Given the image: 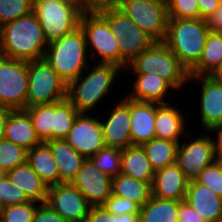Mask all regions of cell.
I'll return each instance as SVG.
<instances>
[{
  "mask_svg": "<svg viewBox=\"0 0 222 222\" xmlns=\"http://www.w3.org/2000/svg\"><path fill=\"white\" fill-rule=\"evenodd\" d=\"M47 42L32 12L0 27V55L22 61L44 57Z\"/></svg>",
  "mask_w": 222,
  "mask_h": 222,
  "instance_id": "1",
  "label": "cell"
},
{
  "mask_svg": "<svg viewBox=\"0 0 222 222\" xmlns=\"http://www.w3.org/2000/svg\"><path fill=\"white\" fill-rule=\"evenodd\" d=\"M208 33L204 19L169 18L163 43L190 72L199 62Z\"/></svg>",
  "mask_w": 222,
  "mask_h": 222,
  "instance_id": "2",
  "label": "cell"
},
{
  "mask_svg": "<svg viewBox=\"0 0 222 222\" xmlns=\"http://www.w3.org/2000/svg\"><path fill=\"white\" fill-rule=\"evenodd\" d=\"M86 53L88 50L85 36L79 26L71 33L48 44L43 58L68 85L88 69Z\"/></svg>",
  "mask_w": 222,
  "mask_h": 222,
  "instance_id": "3",
  "label": "cell"
},
{
  "mask_svg": "<svg viewBox=\"0 0 222 222\" xmlns=\"http://www.w3.org/2000/svg\"><path fill=\"white\" fill-rule=\"evenodd\" d=\"M124 70L112 63H97L85 77L82 73L67 85V100L78 113H87L110 92L116 75Z\"/></svg>",
  "mask_w": 222,
  "mask_h": 222,
  "instance_id": "4",
  "label": "cell"
},
{
  "mask_svg": "<svg viewBox=\"0 0 222 222\" xmlns=\"http://www.w3.org/2000/svg\"><path fill=\"white\" fill-rule=\"evenodd\" d=\"M130 68L135 73L156 74L177 90L189 81V72L163 42H155L136 56L125 71Z\"/></svg>",
  "mask_w": 222,
  "mask_h": 222,
  "instance_id": "5",
  "label": "cell"
},
{
  "mask_svg": "<svg viewBox=\"0 0 222 222\" xmlns=\"http://www.w3.org/2000/svg\"><path fill=\"white\" fill-rule=\"evenodd\" d=\"M98 13L108 22L111 33L118 39L123 70L136 56L156 42L117 7Z\"/></svg>",
  "mask_w": 222,
  "mask_h": 222,
  "instance_id": "6",
  "label": "cell"
},
{
  "mask_svg": "<svg viewBox=\"0 0 222 222\" xmlns=\"http://www.w3.org/2000/svg\"><path fill=\"white\" fill-rule=\"evenodd\" d=\"M67 98V84L44 58L28 62L26 108Z\"/></svg>",
  "mask_w": 222,
  "mask_h": 222,
  "instance_id": "7",
  "label": "cell"
},
{
  "mask_svg": "<svg viewBox=\"0 0 222 222\" xmlns=\"http://www.w3.org/2000/svg\"><path fill=\"white\" fill-rule=\"evenodd\" d=\"M33 13L42 27L47 44L78 28L82 15L64 0H34Z\"/></svg>",
  "mask_w": 222,
  "mask_h": 222,
  "instance_id": "8",
  "label": "cell"
},
{
  "mask_svg": "<svg viewBox=\"0 0 222 222\" xmlns=\"http://www.w3.org/2000/svg\"><path fill=\"white\" fill-rule=\"evenodd\" d=\"M117 8L156 42H163L169 19L166 0H120Z\"/></svg>",
  "mask_w": 222,
  "mask_h": 222,
  "instance_id": "9",
  "label": "cell"
},
{
  "mask_svg": "<svg viewBox=\"0 0 222 222\" xmlns=\"http://www.w3.org/2000/svg\"><path fill=\"white\" fill-rule=\"evenodd\" d=\"M79 26L82 29L87 49L90 47L97 63H112L121 68V53L118 39L111 33L108 22L99 13L81 15ZM97 53V56H95Z\"/></svg>",
  "mask_w": 222,
  "mask_h": 222,
  "instance_id": "10",
  "label": "cell"
},
{
  "mask_svg": "<svg viewBox=\"0 0 222 222\" xmlns=\"http://www.w3.org/2000/svg\"><path fill=\"white\" fill-rule=\"evenodd\" d=\"M27 93L28 62L0 55V106L23 110Z\"/></svg>",
  "mask_w": 222,
  "mask_h": 222,
  "instance_id": "11",
  "label": "cell"
},
{
  "mask_svg": "<svg viewBox=\"0 0 222 222\" xmlns=\"http://www.w3.org/2000/svg\"><path fill=\"white\" fill-rule=\"evenodd\" d=\"M215 161L213 138L199 135L190 142L179 143L175 164L183 171L186 180L196 181L201 171Z\"/></svg>",
  "mask_w": 222,
  "mask_h": 222,
  "instance_id": "12",
  "label": "cell"
},
{
  "mask_svg": "<svg viewBox=\"0 0 222 222\" xmlns=\"http://www.w3.org/2000/svg\"><path fill=\"white\" fill-rule=\"evenodd\" d=\"M45 203L67 222H85L91 208L84 195L71 183L49 186Z\"/></svg>",
  "mask_w": 222,
  "mask_h": 222,
  "instance_id": "13",
  "label": "cell"
},
{
  "mask_svg": "<svg viewBox=\"0 0 222 222\" xmlns=\"http://www.w3.org/2000/svg\"><path fill=\"white\" fill-rule=\"evenodd\" d=\"M65 140L85 159L105 147L100 121L87 113L77 115Z\"/></svg>",
  "mask_w": 222,
  "mask_h": 222,
  "instance_id": "14",
  "label": "cell"
},
{
  "mask_svg": "<svg viewBox=\"0 0 222 222\" xmlns=\"http://www.w3.org/2000/svg\"><path fill=\"white\" fill-rule=\"evenodd\" d=\"M87 199L91 206H102L112 195V178L101 172L87 158L71 183Z\"/></svg>",
  "mask_w": 222,
  "mask_h": 222,
  "instance_id": "15",
  "label": "cell"
},
{
  "mask_svg": "<svg viewBox=\"0 0 222 222\" xmlns=\"http://www.w3.org/2000/svg\"><path fill=\"white\" fill-rule=\"evenodd\" d=\"M107 120H100L106 147L124 150L132 146L130 129V99L127 97L115 104Z\"/></svg>",
  "mask_w": 222,
  "mask_h": 222,
  "instance_id": "16",
  "label": "cell"
},
{
  "mask_svg": "<svg viewBox=\"0 0 222 222\" xmlns=\"http://www.w3.org/2000/svg\"><path fill=\"white\" fill-rule=\"evenodd\" d=\"M201 81L200 118L205 131L222 126V83L212 76H189Z\"/></svg>",
  "mask_w": 222,
  "mask_h": 222,
  "instance_id": "17",
  "label": "cell"
},
{
  "mask_svg": "<svg viewBox=\"0 0 222 222\" xmlns=\"http://www.w3.org/2000/svg\"><path fill=\"white\" fill-rule=\"evenodd\" d=\"M189 182L183 171L174 163L154 174L152 196L167 200H185Z\"/></svg>",
  "mask_w": 222,
  "mask_h": 222,
  "instance_id": "18",
  "label": "cell"
},
{
  "mask_svg": "<svg viewBox=\"0 0 222 222\" xmlns=\"http://www.w3.org/2000/svg\"><path fill=\"white\" fill-rule=\"evenodd\" d=\"M132 145H142L155 136L156 103L130 99Z\"/></svg>",
  "mask_w": 222,
  "mask_h": 222,
  "instance_id": "19",
  "label": "cell"
},
{
  "mask_svg": "<svg viewBox=\"0 0 222 222\" xmlns=\"http://www.w3.org/2000/svg\"><path fill=\"white\" fill-rule=\"evenodd\" d=\"M185 200L206 222H215L222 214V197L196 181L188 184Z\"/></svg>",
  "mask_w": 222,
  "mask_h": 222,
  "instance_id": "20",
  "label": "cell"
},
{
  "mask_svg": "<svg viewBox=\"0 0 222 222\" xmlns=\"http://www.w3.org/2000/svg\"><path fill=\"white\" fill-rule=\"evenodd\" d=\"M4 138L26 150L42 143L36 134L29 113L23 110H12L5 125Z\"/></svg>",
  "mask_w": 222,
  "mask_h": 222,
  "instance_id": "21",
  "label": "cell"
},
{
  "mask_svg": "<svg viewBox=\"0 0 222 222\" xmlns=\"http://www.w3.org/2000/svg\"><path fill=\"white\" fill-rule=\"evenodd\" d=\"M45 143L49 146L58 166L59 184L72 183L85 158L65 139L47 140Z\"/></svg>",
  "mask_w": 222,
  "mask_h": 222,
  "instance_id": "22",
  "label": "cell"
},
{
  "mask_svg": "<svg viewBox=\"0 0 222 222\" xmlns=\"http://www.w3.org/2000/svg\"><path fill=\"white\" fill-rule=\"evenodd\" d=\"M183 113L174 108L170 103H156L155 116V136L158 139L180 142L179 139L183 133L188 136L185 130V117Z\"/></svg>",
  "mask_w": 222,
  "mask_h": 222,
  "instance_id": "23",
  "label": "cell"
},
{
  "mask_svg": "<svg viewBox=\"0 0 222 222\" xmlns=\"http://www.w3.org/2000/svg\"><path fill=\"white\" fill-rule=\"evenodd\" d=\"M12 184H15L30 201L45 203L48 186L38 174L25 162L8 171Z\"/></svg>",
  "mask_w": 222,
  "mask_h": 222,
  "instance_id": "24",
  "label": "cell"
},
{
  "mask_svg": "<svg viewBox=\"0 0 222 222\" xmlns=\"http://www.w3.org/2000/svg\"><path fill=\"white\" fill-rule=\"evenodd\" d=\"M137 79L133 84V92L126 97L140 102L166 104L165 95L169 89H175L168 81L156 74L135 73ZM165 101V102H164Z\"/></svg>",
  "mask_w": 222,
  "mask_h": 222,
  "instance_id": "25",
  "label": "cell"
},
{
  "mask_svg": "<svg viewBox=\"0 0 222 222\" xmlns=\"http://www.w3.org/2000/svg\"><path fill=\"white\" fill-rule=\"evenodd\" d=\"M121 173L152 185L155 171L140 145L121 150Z\"/></svg>",
  "mask_w": 222,
  "mask_h": 222,
  "instance_id": "26",
  "label": "cell"
},
{
  "mask_svg": "<svg viewBox=\"0 0 222 222\" xmlns=\"http://www.w3.org/2000/svg\"><path fill=\"white\" fill-rule=\"evenodd\" d=\"M26 162L48 187L59 184L58 166L49 146L45 142L27 150Z\"/></svg>",
  "mask_w": 222,
  "mask_h": 222,
  "instance_id": "27",
  "label": "cell"
},
{
  "mask_svg": "<svg viewBox=\"0 0 222 222\" xmlns=\"http://www.w3.org/2000/svg\"><path fill=\"white\" fill-rule=\"evenodd\" d=\"M222 63V32L209 31L198 64L189 76H211Z\"/></svg>",
  "mask_w": 222,
  "mask_h": 222,
  "instance_id": "28",
  "label": "cell"
},
{
  "mask_svg": "<svg viewBox=\"0 0 222 222\" xmlns=\"http://www.w3.org/2000/svg\"><path fill=\"white\" fill-rule=\"evenodd\" d=\"M112 194L143 206L152 196L151 184L119 173L112 178Z\"/></svg>",
  "mask_w": 222,
  "mask_h": 222,
  "instance_id": "29",
  "label": "cell"
},
{
  "mask_svg": "<svg viewBox=\"0 0 222 222\" xmlns=\"http://www.w3.org/2000/svg\"><path fill=\"white\" fill-rule=\"evenodd\" d=\"M179 201L151 196L140 207V222H178Z\"/></svg>",
  "mask_w": 222,
  "mask_h": 222,
  "instance_id": "30",
  "label": "cell"
},
{
  "mask_svg": "<svg viewBox=\"0 0 222 222\" xmlns=\"http://www.w3.org/2000/svg\"><path fill=\"white\" fill-rule=\"evenodd\" d=\"M179 143L153 138L141 146L153 170L156 172L175 163Z\"/></svg>",
  "mask_w": 222,
  "mask_h": 222,
  "instance_id": "31",
  "label": "cell"
},
{
  "mask_svg": "<svg viewBox=\"0 0 222 222\" xmlns=\"http://www.w3.org/2000/svg\"><path fill=\"white\" fill-rule=\"evenodd\" d=\"M78 114L67 99L53 102L52 140L65 139Z\"/></svg>",
  "mask_w": 222,
  "mask_h": 222,
  "instance_id": "32",
  "label": "cell"
},
{
  "mask_svg": "<svg viewBox=\"0 0 222 222\" xmlns=\"http://www.w3.org/2000/svg\"><path fill=\"white\" fill-rule=\"evenodd\" d=\"M29 113L37 136L42 142L52 140L53 103L25 108Z\"/></svg>",
  "mask_w": 222,
  "mask_h": 222,
  "instance_id": "33",
  "label": "cell"
},
{
  "mask_svg": "<svg viewBox=\"0 0 222 222\" xmlns=\"http://www.w3.org/2000/svg\"><path fill=\"white\" fill-rule=\"evenodd\" d=\"M89 159L101 172L111 178L121 173V150L119 149L105 146Z\"/></svg>",
  "mask_w": 222,
  "mask_h": 222,
  "instance_id": "34",
  "label": "cell"
},
{
  "mask_svg": "<svg viewBox=\"0 0 222 222\" xmlns=\"http://www.w3.org/2000/svg\"><path fill=\"white\" fill-rule=\"evenodd\" d=\"M27 150L3 138L0 140V169L5 173L26 162Z\"/></svg>",
  "mask_w": 222,
  "mask_h": 222,
  "instance_id": "35",
  "label": "cell"
},
{
  "mask_svg": "<svg viewBox=\"0 0 222 222\" xmlns=\"http://www.w3.org/2000/svg\"><path fill=\"white\" fill-rule=\"evenodd\" d=\"M34 0H0V27L33 12Z\"/></svg>",
  "mask_w": 222,
  "mask_h": 222,
  "instance_id": "36",
  "label": "cell"
},
{
  "mask_svg": "<svg viewBox=\"0 0 222 222\" xmlns=\"http://www.w3.org/2000/svg\"><path fill=\"white\" fill-rule=\"evenodd\" d=\"M38 202L29 201L0 209V222H32ZM37 205V206H36Z\"/></svg>",
  "mask_w": 222,
  "mask_h": 222,
  "instance_id": "37",
  "label": "cell"
},
{
  "mask_svg": "<svg viewBox=\"0 0 222 222\" xmlns=\"http://www.w3.org/2000/svg\"><path fill=\"white\" fill-rule=\"evenodd\" d=\"M29 201L25 194L11 183L7 174L0 178V209Z\"/></svg>",
  "mask_w": 222,
  "mask_h": 222,
  "instance_id": "38",
  "label": "cell"
},
{
  "mask_svg": "<svg viewBox=\"0 0 222 222\" xmlns=\"http://www.w3.org/2000/svg\"><path fill=\"white\" fill-rule=\"evenodd\" d=\"M168 18L198 19L200 18L197 0H166Z\"/></svg>",
  "mask_w": 222,
  "mask_h": 222,
  "instance_id": "39",
  "label": "cell"
},
{
  "mask_svg": "<svg viewBox=\"0 0 222 222\" xmlns=\"http://www.w3.org/2000/svg\"><path fill=\"white\" fill-rule=\"evenodd\" d=\"M85 222H140L139 214H111L103 206H91Z\"/></svg>",
  "mask_w": 222,
  "mask_h": 222,
  "instance_id": "40",
  "label": "cell"
},
{
  "mask_svg": "<svg viewBox=\"0 0 222 222\" xmlns=\"http://www.w3.org/2000/svg\"><path fill=\"white\" fill-rule=\"evenodd\" d=\"M196 182L203 184L222 197V168L218 161L206 166L198 176Z\"/></svg>",
  "mask_w": 222,
  "mask_h": 222,
  "instance_id": "41",
  "label": "cell"
},
{
  "mask_svg": "<svg viewBox=\"0 0 222 222\" xmlns=\"http://www.w3.org/2000/svg\"><path fill=\"white\" fill-rule=\"evenodd\" d=\"M102 206L111 214H139L140 211L136 203L113 194Z\"/></svg>",
  "mask_w": 222,
  "mask_h": 222,
  "instance_id": "42",
  "label": "cell"
},
{
  "mask_svg": "<svg viewBox=\"0 0 222 222\" xmlns=\"http://www.w3.org/2000/svg\"><path fill=\"white\" fill-rule=\"evenodd\" d=\"M32 222H67L47 203H39Z\"/></svg>",
  "mask_w": 222,
  "mask_h": 222,
  "instance_id": "43",
  "label": "cell"
},
{
  "mask_svg": "<svg viewBox=\"0 0 222 222\" xmlns=\"http://www.w3.org/2000/svg\"><path fill=\"white\" fill-rule=\"evenodd\" d=\"M178 222H206L186 200L179 201Z\"/></svg>",
  "mask_w": 222,
  "mask_h": 222,
  "instance_id": "44",
  "label": "cell"
},
{
  "mask_svg": "<svg viewBox=\"0 0 222 222\" xmlns=\"http://www.w3.org/2000/svg\"><path fill=\"white\" fill-rule=\"evenodd\" d=\"M205 21L209 31L222 32V0L218 8Z\"/></svg>",
  "mask_w": 222,
  "mask_h": 222,
  "instance_id": "45",
  "label": "cell"
},
{
  "mask_svg": "<svg viewBox=\"0 0 222 222\" xmlns=\"http://www.w3.org/2000/svg\"><path fill=\"white\" fill-rule=\"evenodd\" d=\"M120 0H88V14L98 13L99 11L116 8Z\"/></svg>",
  "mask_w": 222,
  "mask_h": 222,
  "instance_id": "46",
  "label": "cell"
},
{
  "mask_svg": "<svg viewBox=\"0 0 222 222\" xmlns=\"http://www.w3.org/2000/svg\"><path fill=\"white\" fill-rule=\"evenodd\" d=\"M221 0H197L200 12V18L206 19L218 8Z\"/></svg>",
  "mask_w": 222,
  "mask_h": 222,
  "instance_id": "47",
  "label": "cell"
},
{
  "mask_svg": "<svg viewBox=\"0 0 222 222\" xmlns=\"http://www.w3.org/2000/svg\"><path fill=\"white\" fill-rule=\"evenodd\" d=\"M208 132H217V141L213 140L214 157L216 161L222 160V126L209 130Z\"/></svg>",
  "mask_w": 222,
  "mask_h": 222,
  "instance_id": "48",
  "label": "cell"
},
{
  "mask_svg": "<svg viewBox=\"0 0 222 222\" xmlns=\"http://www.w3.org/2000/svg\"><path fill=\"white\" fill-rule=\"evenodd\" d=\"M70 6H73L82 15L88 14V0H64Z\"/></svg>",
  "mask_w": 222,
  "mask_h": 222,
  "instance_id": "49",
  "label": "cell"
},
{
  "mask_svg": "<svg viewBox=\"0 0 222 222\" xmlns=\"http://www.w3.org/2000/svg\"><path fill=\"white\" fill-rule=\"evenodd\" d=\"M11 111L12 109L0 106V140L4 138L6 121Z\"/></svg>",
  "mask_w": 222,
  "mask_h": 222,
  "instance_id": "50",
  "label": "cell"
},
{
  "mask_svg": "<svg viewBox=\"0 0 222 222\" xmlns=\"http://www.w3.org/2000/svg\"><path fill=\"white\" fill-rule=\"evenodd\" d=\"M211 76L222 83V63Z\"/></svg>",
  "mask_w": 222,
  "mask_h": 222,
  "instance_id": "51",
  "label": "cell"
},
{
  "mask_svg": "<svg viewBox=\"0 0 222 222\" xmlns=\"http://www.w3.org/2000/svg\"><path fill=\"white\" fill-rule=\"evenodd\" d=\"M215 222H222V214L217 218Z\"/></svg>",
  "mask_w": 222,
  "mask_h": 222,
  "instance_id": "52",
  "label": "cell"
},
{
  "mask_svg": "<svg viewBox=\"0 0 222 222\" xmlns=\"http://www.w3.org/2000/svg\"><path fill=\"white\" fill-rule=\"evenodd\" d=\"M4 174H6V173H5L3 170L0 169V178H1Z\"/></svg>",
  "mask_w": 222,
  "mask_h": 222,
  "instance_id": "53",
  "label": "cell"
},
{
  "mask_svg": "<svg viewBox=\"0 0 222 222\" xmlns=\"http://www.w3.org/2000/svg\"><path fill=\"white\" fill-rule=\"evenodd\" d=\"M218 162L220 163V166H221V168H222V160H219Z\"/></svg>",
  "mask_w": 222,
  "mask_h": 222,
  "instance_id": "54",
  "label": "cell"
}]
</instances>
